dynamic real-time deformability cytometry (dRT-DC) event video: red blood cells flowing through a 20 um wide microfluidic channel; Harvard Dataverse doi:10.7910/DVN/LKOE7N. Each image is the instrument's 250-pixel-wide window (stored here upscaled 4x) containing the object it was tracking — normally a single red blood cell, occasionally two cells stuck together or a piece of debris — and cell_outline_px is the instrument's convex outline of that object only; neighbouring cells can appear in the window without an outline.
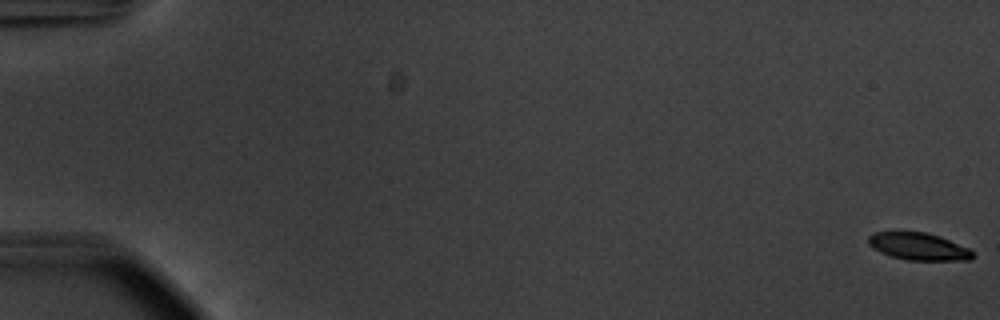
{"species": "common noctule bat (a hibernating species)", "species_latin": "Nyctalus noctula", "temperature_condition": "warm", "stored_images_in_passage": 12, "camera_frame_rate_fps": 3000, "um_per_image_px": 0.085, "animal": {"sex": "male", "body_mass_g": 20.1, "forearm_length_mm": 53.5}, "frame": {"image": 1, "passage_image": 1, "time_ms": 0.0, "image_size_px": [1000, 320], "cell_outline_px": [[972, 260], [904, 260], [880, 252], [872, 248], [868, 244], [868, 236], [872, 232], [896, 228], [928, 232], [940, 236], [968, 248], [972, 252]], "centroid_in_image_um": [77.96, 20.88], "position_along_channel_um": 7.0, "area_um2": 17.4}}